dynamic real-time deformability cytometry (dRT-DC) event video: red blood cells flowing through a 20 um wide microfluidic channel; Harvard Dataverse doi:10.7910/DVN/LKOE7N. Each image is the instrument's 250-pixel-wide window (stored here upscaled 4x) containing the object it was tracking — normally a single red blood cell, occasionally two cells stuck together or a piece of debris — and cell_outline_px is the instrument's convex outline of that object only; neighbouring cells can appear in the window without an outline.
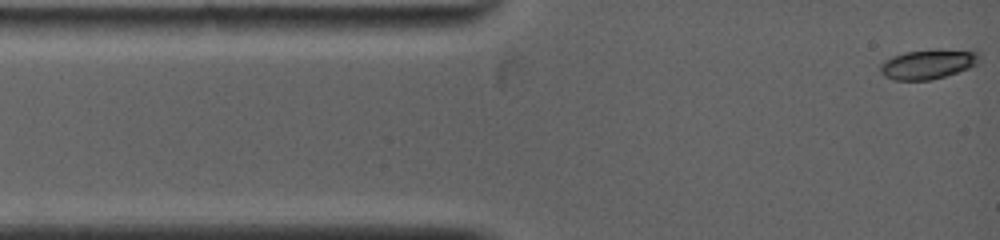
{"species": "common noctule bat (a hibernating species)", "species_latin": "Nyctalus noctula", "temperature_condition": "warm", "stored_images_in_passage": 27, "camera_frame_rate_fps": 5000, "um_per_image_px": 0.085, "animal": {"sex": "female", "body_mass_g": 19.0, "forearm_length_mm": 53.3}, "frame": {"image": 1, "passage_image": 1, "time_ms": 0.0, "image_size_px": [1000, 240], "cell_outline_px": [[980, 60], [976, 64], [968, 68], [944, 76], [928, 80], [896, 80], [884, 76], [880, 72], [880, 64], [892, 56], [904, 52], [936, 48], [940, 48], [976, 52], [980, 56]], "centroid_in_image_um": [78.85, 5.43], "position_along_channel_um": 6.1, "area_um2": 17.11}}
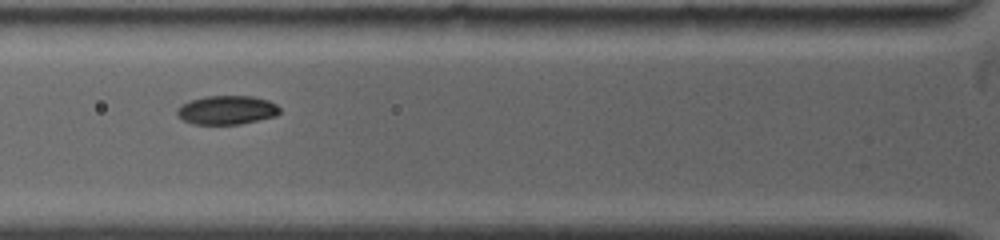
{"frame": {"image": 2, "passage_image": 16, "time_ms": 3.8, "image_size_px": [1000, 240], "cell_outline_px": [[280, 112], [276, 116], [240, 124], [192, 124], [184, 120], [176, 112], [176, 108], [192, 100], [204, 96], [252, 96], [268, 100], [276, 104], [280, 108]], "centroid_in_image_um": [19.31, 9.35], "position_along_channel_um": 106.5, "area_um2": 17.17}}
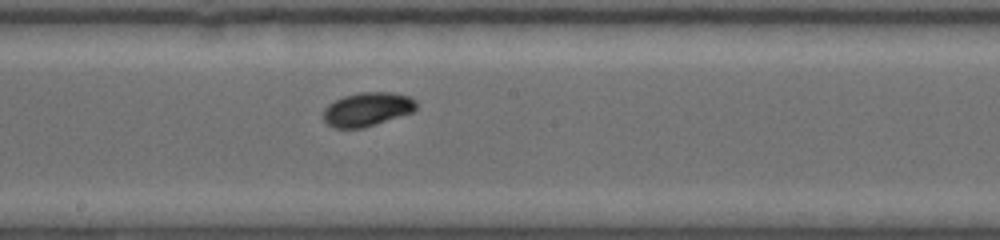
{"frame": {"image": 3, "passage_image": 27, "time_ms": 6.6, "image_size_px": [1000, 240], "cell_outline_px": [[416, 108], [412, 112], [364, 128], [332, 128], [320, 116], [324, 108], [328, 104], [344, 96], [360, 92], [392, 92], [408, 96], [416, 100]], "centroid_in_image_um": [31.17, 9.29], "position_along_channel_um": 217.0, "area_um2": 18.44}}